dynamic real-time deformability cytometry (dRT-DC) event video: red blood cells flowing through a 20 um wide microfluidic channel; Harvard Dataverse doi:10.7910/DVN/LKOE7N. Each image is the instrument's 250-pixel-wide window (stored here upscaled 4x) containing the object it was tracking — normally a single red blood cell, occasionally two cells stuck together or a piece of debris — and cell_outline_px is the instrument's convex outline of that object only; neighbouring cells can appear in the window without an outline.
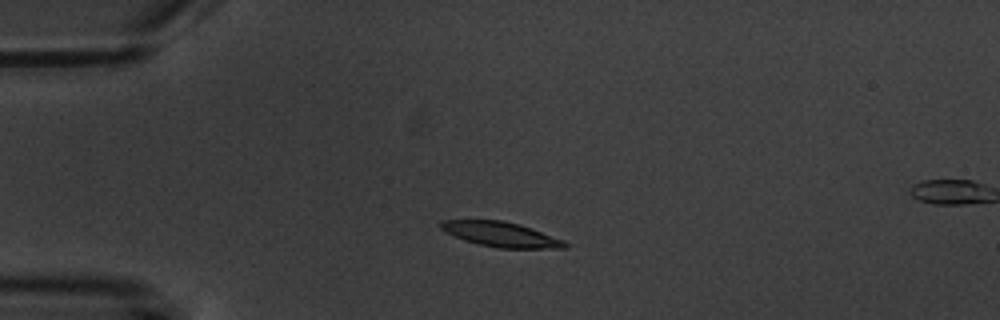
{"species": "common noctule bat (a hibernating species)", "species_latin": "Nyctalus noctula", "temperature_condition": "warm", "stored_images_in_passage": 4, "segment_of_instrument_passage": [1, 2], "camera_frame_rate_fps": 3000, "um_per_image_px": 0.085, "animal": {"sex": "male", "body_mass_g": 20.1, "forearm_length_mm": 53.5}, "frame": {"image": 1, "passage_image": 2, "time_ms": 1.333, "image_size_px": [1000, 320], "cell_outline_px": [[568, 248], [496, 248], [476, 244], [464, 240], [440, 228], [440, 220], [504, 220], [520, 224], [532, 228], [564, 240], [568, 244]], "centroid_in_image_um": [42.61, 19.92], "position_along_channel_um": 42.4, "area_um2": 18.03}}